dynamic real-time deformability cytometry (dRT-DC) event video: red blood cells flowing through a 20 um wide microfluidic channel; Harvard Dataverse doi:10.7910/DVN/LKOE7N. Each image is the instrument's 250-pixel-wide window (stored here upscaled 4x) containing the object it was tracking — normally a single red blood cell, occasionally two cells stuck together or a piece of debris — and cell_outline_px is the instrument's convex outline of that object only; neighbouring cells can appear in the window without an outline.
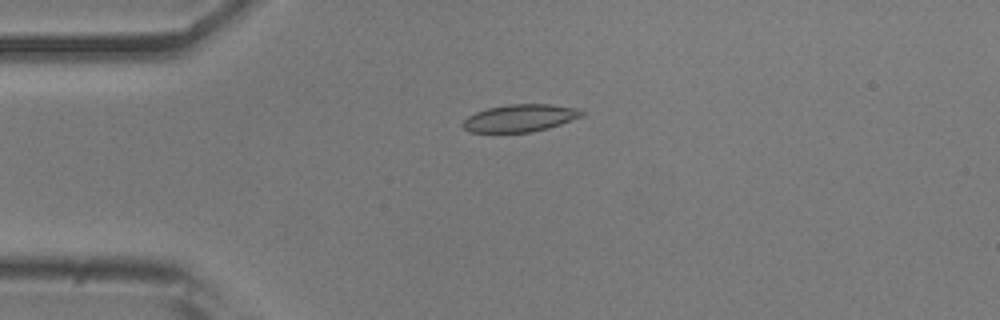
{"species": "common noctule bat (a hibernating species)", "species_latin": "Nyctalus noctula", "temperature_condition": "room temperature", "stored_images_in_passage": 31, "camera_frame_rate_fps": 3000, "um_per_image_px": 0.085, "animal": {"sex": "male", "body_mass_g": 20.5, "forearm_length_mm": 52.5}, "frame": {"image": 1, "passage_image": 1, "time_ms": 0.0, "image_size_px": [1000, 320], "cell_outline_px": [[584, 116], [548, 128], [532, 132], [468, 132], [460, 124], [468, 116], [476, 112], [488, 108], [508, 104], [552, 104], [576, 108], [584, 112]], "centroid_in_image_um": [44.2, 10.03], "position_along_channel_um": 40.8, "area_um2": 19.02}}
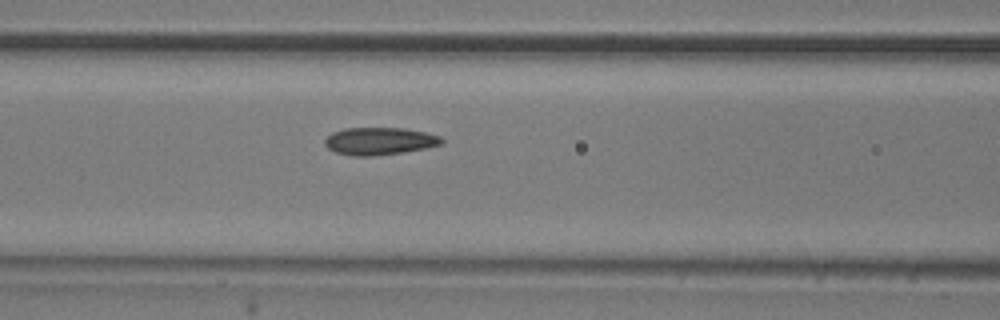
{"frame": {"image": 2, "passage_image": 10, "time_ms": 3.0, "image_size_px": [1000, 320], "cell_outline_px": [[444, 144], [404, 152], [372, 156], [352, 156], [336, 152], [328, 148], [324, 144], [324, 140], [332, 132], [344, 128], [404, 128], [424, 132], [440, 136], [444, 140]], "centroid_in_image_um": [32.25, 11.99], "position_along_channel_um": 134.3, "area_um2": 18.73}}
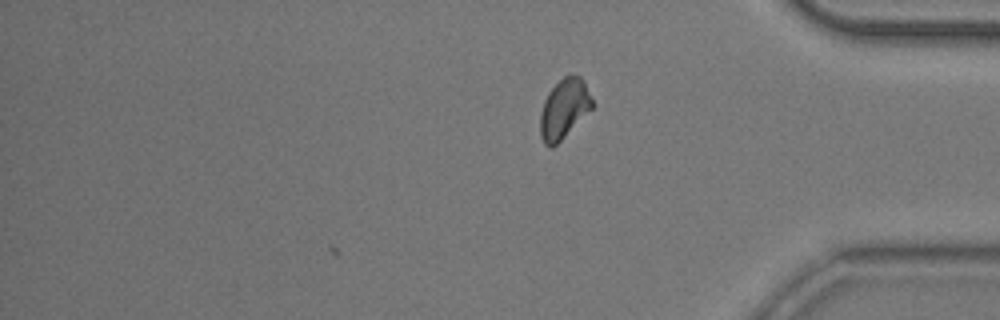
{"frame": {"image": 3, "passage_image": 31, "time_ms": 10.0, "image_size_px": [1000, 320], "cell_outline_px": [[592, 108], [552, 148], [548, 148], [544, 144], [540, 136], [540, 116], [544, 100], [548, 92], [564, 76], [580, 76], [584, 80], [592, 100]], "centroid_in_image_um": [47.92, 9.26], "position_along_channel_um": 387.3, "area_um2": 17.69}, "authors_computed_cell_mechanics": {"area_um2": 18.4382, "velocity_mm_per_s": 3.8647, "shape_relaxation_time_tau1_ms": 3.439, "shape_relaxation_time_tau2_ms": 3.8512, "deformation_change_tau1": 0.1075, "deformation_change_tau2": 0.0798}}